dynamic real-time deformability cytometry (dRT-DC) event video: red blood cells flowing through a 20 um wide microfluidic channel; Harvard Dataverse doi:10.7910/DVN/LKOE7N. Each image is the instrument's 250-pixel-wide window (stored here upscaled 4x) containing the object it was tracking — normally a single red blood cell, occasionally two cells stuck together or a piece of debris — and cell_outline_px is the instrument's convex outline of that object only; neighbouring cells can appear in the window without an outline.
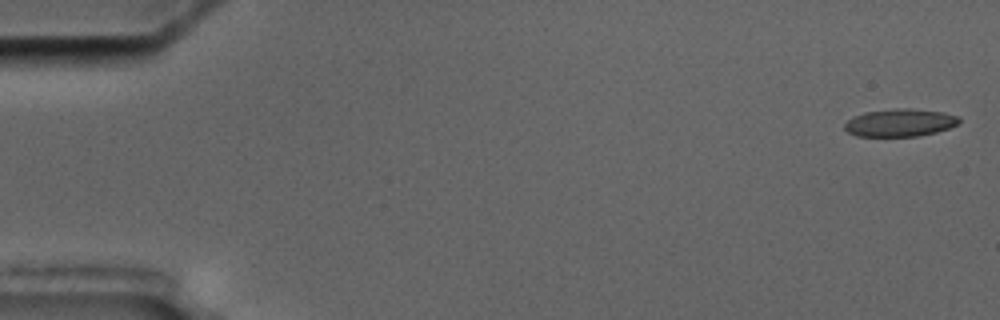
{"species": "common noctule bat (a hibernating species)", "species_latin": "Nyctalus noctula", "temperature_condition": "cold", "stored_images_in_passage": 6, "camera_frame_rate_fps": 3000, "um_per_image_px": 0.085, "animal": {"sex": "male", "body_mass_g": 17.5, "forearm_length_mm": 52.3}, "frame": {"image": 1, "passage_image": 1, "time_ms": 0.0, "image_size_px": [1000, 320], "cell_outline_px": [[960, 124], [936, 132], [920, 136], [856, 136], [848, 132], [844, 128], [844, 124], [852, 116], [864, 112], [896, 108], [912, 108], [944, 112], [960, 116]], "centroid_in_image_um": [76.52, 10.42], "position_along_channel_um": 8.5, "area_um2": 18.73}}
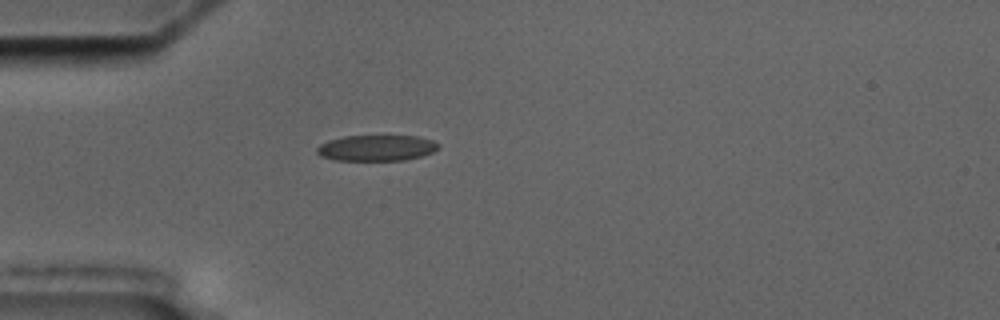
{"frame": {"image": 2, "passage_image": 4, "time_ms": 5.0, "image_size_px": [1000, 320], "cell_outline_px": [[440, 148], [432, 152], [420, 156], [404, 160], [332, 160], [320, 156], [316, 152], [316, 148], [320, 144], [328, 140], [344, 136], [416, 136], [432, 140], [440, 144]], "centroid_in_image_um": [31.98, 12.57], "position_along_channel_um": 53.0, "area_um2": 18.38}}